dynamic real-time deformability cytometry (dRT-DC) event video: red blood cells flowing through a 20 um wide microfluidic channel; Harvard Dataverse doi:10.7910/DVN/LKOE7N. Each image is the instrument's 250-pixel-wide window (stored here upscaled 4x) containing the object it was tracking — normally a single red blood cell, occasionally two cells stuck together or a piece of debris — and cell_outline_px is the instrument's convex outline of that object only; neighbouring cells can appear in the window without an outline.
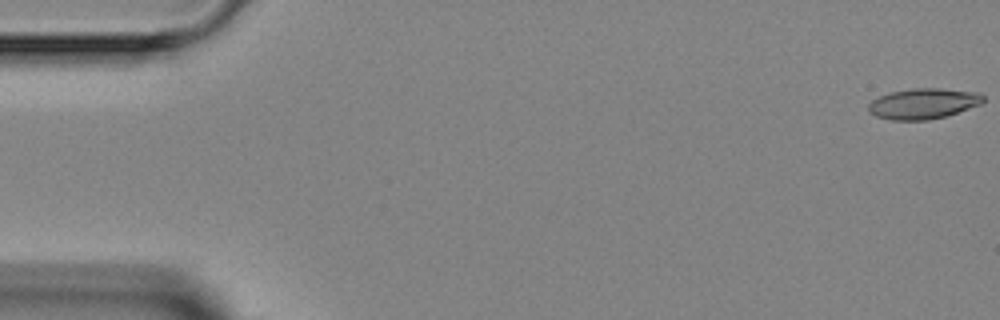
{"species": "Egyptian fruit bat (a non-hibernating species)", "species_latin": "Rousettus aegyptiacus", "temperature_condition": "room temperature", "stored_images_in_passage": 4, "camera_frame_rate_fps": 3000, "um_per_image_px": 0.085, "animal": {"sex": "female"}, "frame": {"image": 1, "passage_image": 1, "time_ms": 0.0, "image_size_px": [1000, 320], "cell_outline_px": [[984, 100], [980, 104], [944, 116], [928, 120], [892, 120], [876, 116], [868, 112], [868, 104], [872, 100], [880, 96], [892, 92], [912, 88], [940, 88], [980, 92], [984, 96]], "centroid_in_image_um": [78.47, 8.8], "position_along_channel_um": 6.5, "area_um2": 20.35}}